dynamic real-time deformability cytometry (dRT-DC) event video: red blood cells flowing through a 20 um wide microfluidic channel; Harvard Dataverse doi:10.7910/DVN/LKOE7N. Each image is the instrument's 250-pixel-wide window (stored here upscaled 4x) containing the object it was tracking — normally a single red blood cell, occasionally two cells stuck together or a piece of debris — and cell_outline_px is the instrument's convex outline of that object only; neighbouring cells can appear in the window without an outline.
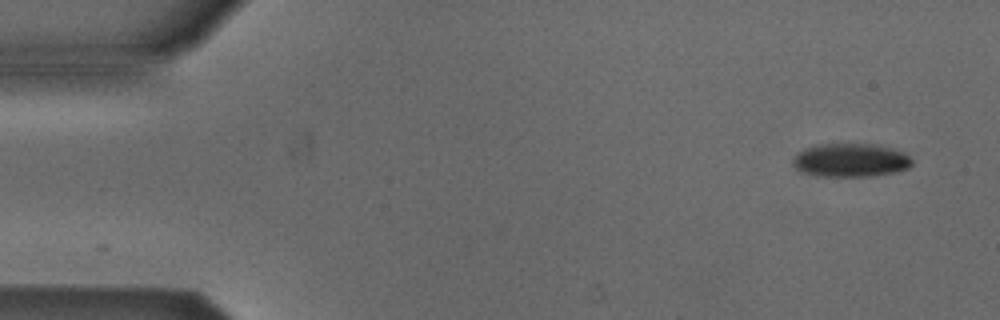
{"species": "Egyptian fruit bat (a non-hibernating species)", "species_latin": "Rousettus aegyptiacus", "temperature_condition": "cold", "stored_images_in_passage": 4, "camera_frame_rate_fps": 3000, "um_per_image_px": 0.085, "animal": {"sex": "male"}, "frame": {"image": 1, "passage_image": 1, "time_ms": 0.0, "image_size_px": [1000, 320], "cell_outline_px": [[912, 164], [908, 168], [896, 172], [872, 176], [816, 176], [800, 172], [792, 164], [792, 160], [796, 152], [804, 148], [816, 144], [872, 144], [892, 148], [904, 152], [912, 160]], "centroid_in_image_um": [72.25, 13.62], "position_along_channel_um": 12.7, "area_um2": 23.52}}